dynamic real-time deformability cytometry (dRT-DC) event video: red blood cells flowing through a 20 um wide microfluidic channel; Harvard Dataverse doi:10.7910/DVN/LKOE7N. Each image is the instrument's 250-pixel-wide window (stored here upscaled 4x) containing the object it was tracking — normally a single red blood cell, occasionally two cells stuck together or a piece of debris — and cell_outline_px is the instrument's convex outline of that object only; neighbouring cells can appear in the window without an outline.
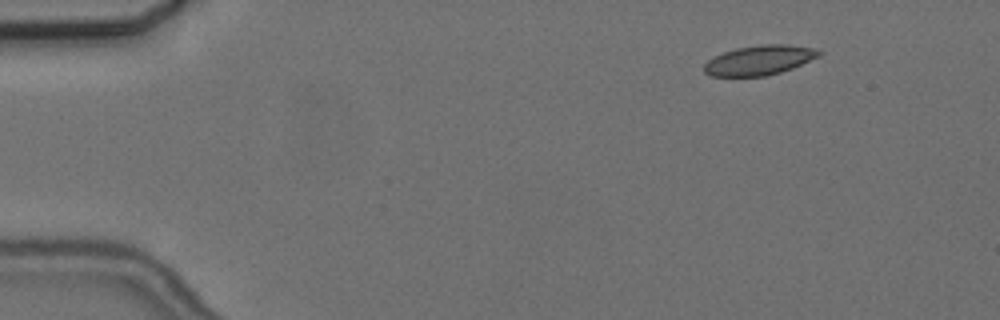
{"species": "common noctule bat (a hibernating species)", "species_latin": "Nyctalus noctula", "temperature_condition": "cold", "stored_images_in_passage": 3, "camera_frame_rate_fps": 3000, "um_per_image_px": 0.085, "animal": {"sex": "female", "body_mass_g": 24.6, "forearm_length_mm": 56.2}, "frame": {"image": 1, "passage_image": 1, "time_ms": 0.0, "image_size_px": [1000, 320], "cell_outline_px": [[824, 52], [820, 56], [792, 68], [780, 72], [764, 76], [708, 76], [704, 72], [704, 64], [708, 60], [724, 52], [736, 48], [760, 44], [788, 44], [820, 48]], "centroid_in_image_um": [64.6, 5.1], "position_along_channel_um": 20.4, "area_um2": 20.06}}